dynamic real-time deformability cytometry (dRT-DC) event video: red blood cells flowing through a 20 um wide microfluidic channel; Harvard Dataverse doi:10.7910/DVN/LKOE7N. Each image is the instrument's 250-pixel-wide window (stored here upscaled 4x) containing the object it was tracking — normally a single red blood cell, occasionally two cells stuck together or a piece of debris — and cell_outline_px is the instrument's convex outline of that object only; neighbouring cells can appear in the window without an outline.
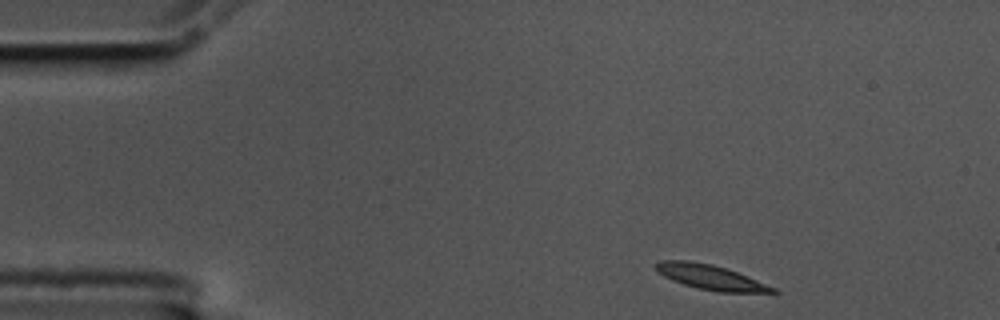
{"species": "common noctule bat (a hibernating species)", "species_latin": "Nyctalus noctula", "temperature_condition": "cold", "stored_images_in_passage": 52, "camera_frame_rate_fps": 3000, "um_per_image_px": 0.085, "animal": {"sex": "male", "body_mass_g": 17.5, "forearm_length_mm": 52.3}, "frame": {"image": 1, "passage_image": 1, "time_ms": 0.0, "image_size_px": [1000, 320], "cell_outline_px": [[780, 292], [776, 296], [720, 292], [696, 288], [672, 280], [664, 276], [656, 268], [656, 264], [660, 260], [688, 260], [712, 264], [728, 268], [776, 288]], "centroid_in_image_um": [60.61, 23.62], "position_along_channel_um": 24.4, "area_um2": 17.63}}
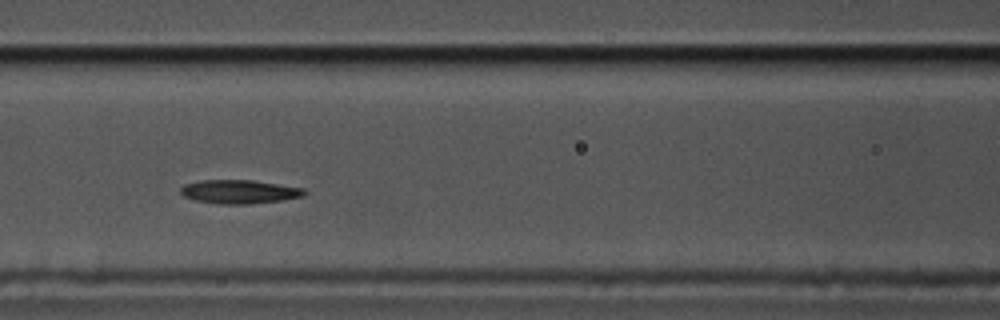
{"frame": {"image": 2, "passage_image": 18, "time_ms": 5.667, "image_size_px": [1000, 320], "cell_outline_px": [[308, 192], [304, 196], [280, 200], [248, 204], [220, 204], [196, 200], [184, 196], [180, 192], [180, 188], [184, 184], [200, 180], [252, 180], [304, 188]], "centroid_in_image_um": [20.34, 16.29], "position_along_channel_um": 146.3, "area_um2": 17.05}}
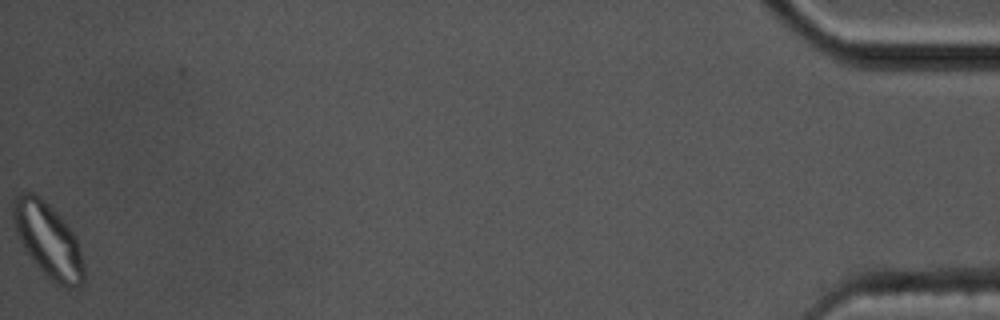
{"frame": {"image": 3, "passage_image": 52, "time_ms": 17.0, "image_size_px": [1000, 320], "cell_outline_px": [[84, 284], [68, 288], [52, 280], [36, 264], [24, 248], [20, 240], [12, 220], [12, 200], [20, 192], [32, 192], [48, 204], [64, 220], [76, 236], [84, 268]], "centroid_in_image_um": [4.08, 20.38], "position_along_channel_um": 431.1, "area_um2": 30.17}}